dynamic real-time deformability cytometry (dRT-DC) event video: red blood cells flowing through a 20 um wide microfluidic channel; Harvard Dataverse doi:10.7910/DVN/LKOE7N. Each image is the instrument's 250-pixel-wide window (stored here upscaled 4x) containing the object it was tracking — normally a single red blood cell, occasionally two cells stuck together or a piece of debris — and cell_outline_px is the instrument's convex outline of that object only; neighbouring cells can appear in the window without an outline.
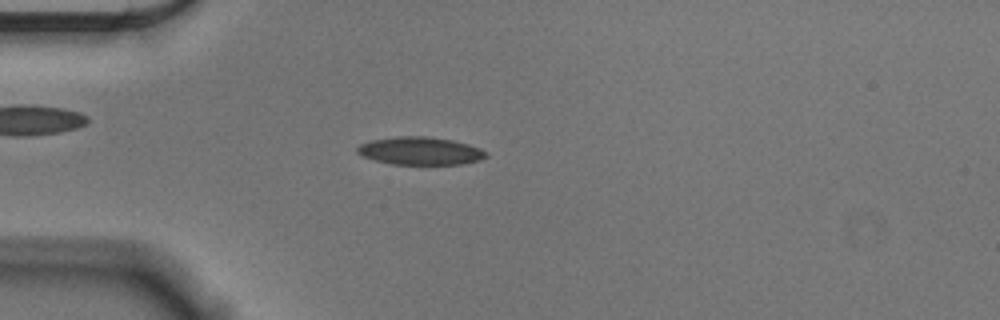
{"species": "Egyptian fruit bat (a non-hibernating species)", "species_latin": "Rousettus aegyptiacus", "temperature_condition": "cold", "stored_images_in_passage": 53, "camera_frame_rate_fps": 3000, "um_per_image_px": 0.085, "animal": {"sex": "male"}, "frame": {"image": 1, "passage_image": 13, "time_ms": 4.0, "image_size_px": [1000, 320], "cell_outline_px": [[488, 156], [480, 160], [460, 164], [392, 164], [376, 160], [364, 156], [356, 152], [356, 148], [360, 144], [372, 140], [396, 136], [424, 136], [452, 140], [468, 144], [480, 148], [488, 152]], "centroid_in_image_um": [35.74, 12.82], "position_along_channel_um": 49.3, "area_um2": 20.81}}
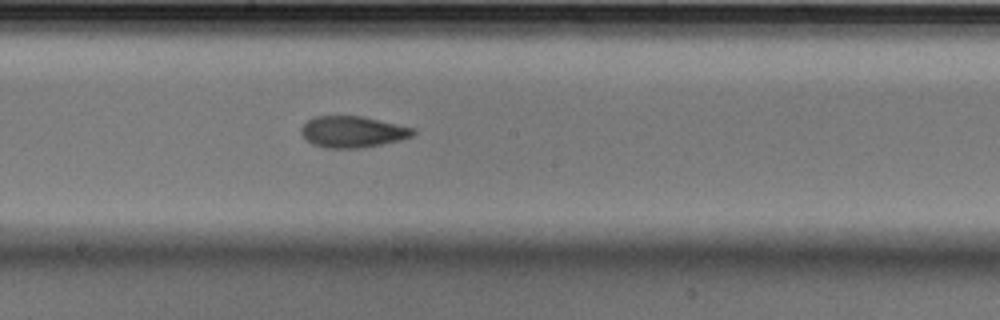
{"frame": {"image": 2, "passage_image": 28, "time_ms": 9.0, "image_size_px": [1000, 320], "cell_outline_px": [[416, 132], [412, 136], [400, 140], [360, 148], [328, 148], [312, 144], [300, 132], [300, 128], [312, 116], [360, 116], [416, 128]], "centroid_in_image_um": [29.97, 11.2], "position_along_channel_um": 218.2, "area_um2": 20.35}}
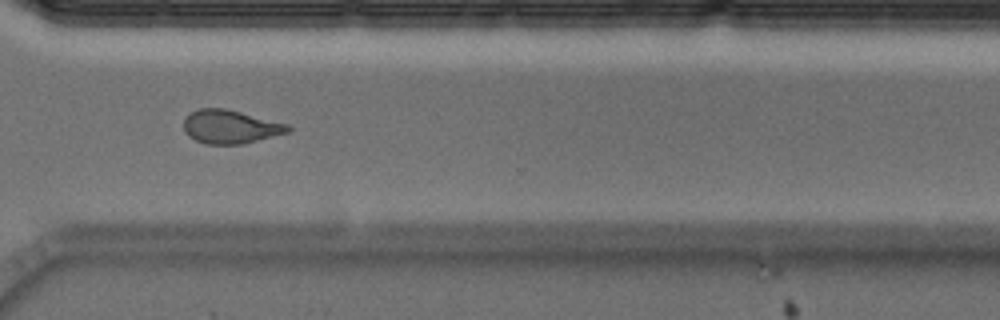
{"frame": {"image": 3, "passage_image": 39, "time_ms": 12.667, "image_size_px": [1000, 320], "cell_outline_px": [[292, 128], [288, 132], [244, 144], [204, 144], [188, 136], [184, 132], [184, 116], [200, 108], [224, 108], [288, 124]], "centroid_in_image_um": [19.55, 10.78], "position_along_channel_um": 351.1, "area_um2": 20.35}, "authors_computed_cell_mechanics": {"area_um2": 20.4034, "velocity_mm_per_s": 3.6273, "shape_relaxation_time_tau1_ms": 8.2117, "shape_relaxation_time_tau2_ms": 2.4397, "deformation_change_tau1": 0.1699, "deformation_change_tau2": 0.0833}}